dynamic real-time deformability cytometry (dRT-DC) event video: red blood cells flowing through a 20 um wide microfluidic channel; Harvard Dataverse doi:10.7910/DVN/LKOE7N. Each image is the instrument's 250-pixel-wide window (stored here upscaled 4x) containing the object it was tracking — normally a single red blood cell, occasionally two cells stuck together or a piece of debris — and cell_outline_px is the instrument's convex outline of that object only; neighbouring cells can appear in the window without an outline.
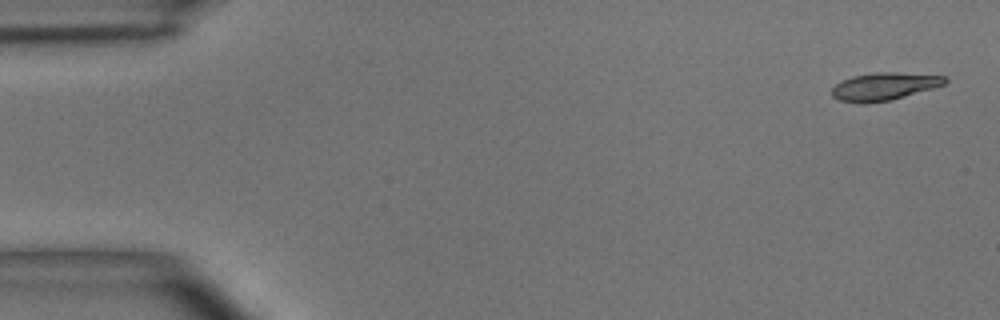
{"species": "common noctule bat (a hibernating species)", "species_latin": "Nyctalus noctula", "temperature_condition": "room temperature", "stored_images_in_passage": 7, "camera_frame_rate_fps": 3000, "um_per_image_px": 0.085, "animal": {"sex": "male", "body_mass_g": 15.6}, "frame": {"image": 1, "passage_image": 1, "time_ms": 0.0, "image_size_px": [1000, 320], "cell_outline_px": [[948, 80], [944, 84], [932, 88], [892, 100], [860, 104], [840, 100], [832, 96], [832, 88], [836, 84], [852, 76], [872, 72], [896, 72], [944, 76]], "centroid_in_image_um": [75.13, 7.35], "position_along_channel_um": 9.9, "area_um2": 18.15}}
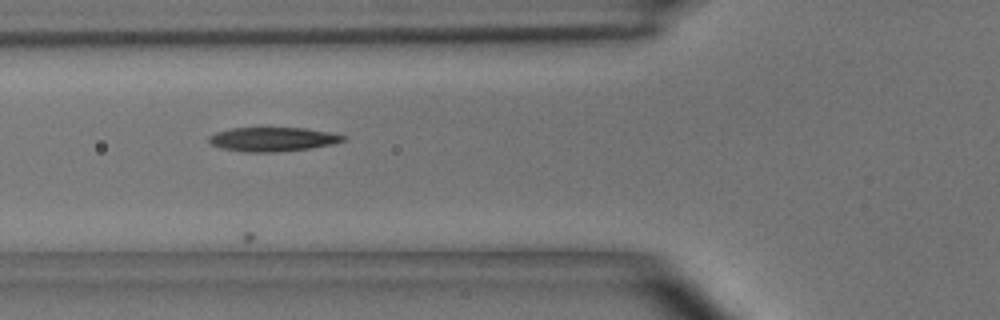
{"frame": {"image": 2, "passage_image": 6, "time_ms": 5.667, "image_size_px": [1000, 320], "cell_outline_px": [[348, 136], [344, 140], [332, 144], [312, 148], [276, 152], [244, 152], [220, 148], [212, 144], [208, 140], [208, 136], [216, 132], [232, 128], [304, 128]], "centroid_in_image_um": [23.15, 11.84], "position_along_channel_um": 102.6, "area_um2": 18.79}}